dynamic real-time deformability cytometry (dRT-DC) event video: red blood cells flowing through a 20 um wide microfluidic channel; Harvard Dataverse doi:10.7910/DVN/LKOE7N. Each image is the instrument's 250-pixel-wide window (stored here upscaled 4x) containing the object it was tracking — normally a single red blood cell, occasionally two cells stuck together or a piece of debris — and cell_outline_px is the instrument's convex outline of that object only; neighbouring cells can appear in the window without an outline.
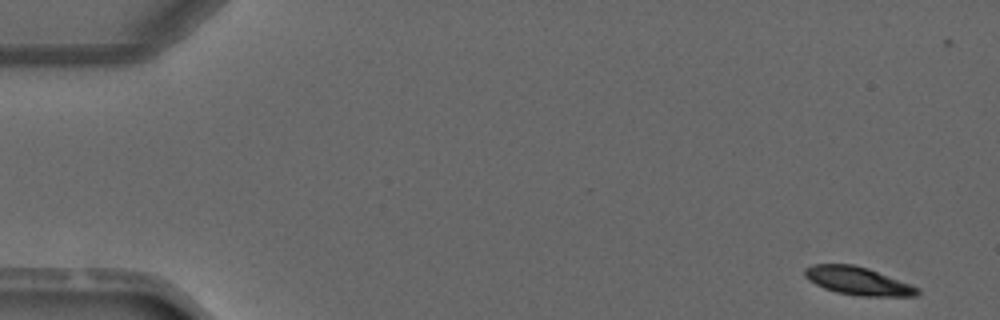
{"species": "common noctule bat (a hibernating species)", "species_latin": "Nyctalus noctula", "temperature_condition": "warm", "stored_images_in_passage": 4, "camera_frame_rate_fps": 3000, "um_per_image_px": 0.085, "animal": {"sex": "male", "forearm_length_mm": 52.5}, "frame": {"image": 1, "passage_image": 1, "time_ms": 0.0, "image_size_px": [1000, 320], "cell_outline_px": [[920, 292], [916, 296], [860, 296], [836, 292], [824, 288], [808, 280], [804, 276], [804, 268], [812, 264], [852, 264], [868, 268], [912, 284], [920, 288]], "centroid_in_image_um": [72.93, 23.87], "position_along_channel_um": 12.1, "area_um2": 18.55}}
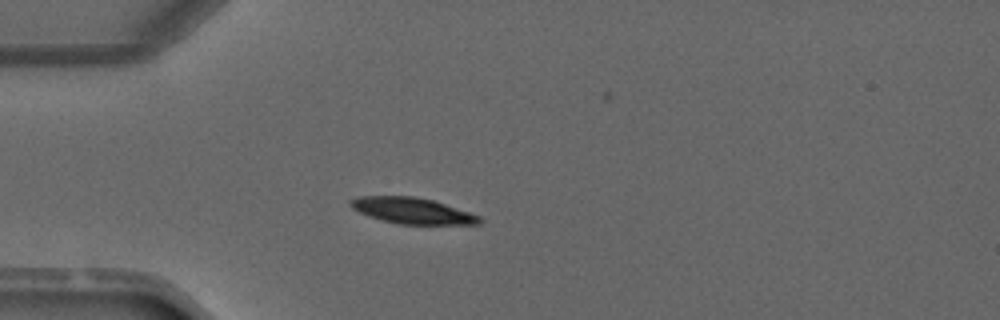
{"frame": {"image": 2, "passage_image": 4, "time_ms": 3.333, "image_size_px": [1000, 320], "cell_outline_px": [[484, 220], [480, 224], [400, 224], [380, 220], [368, 216], [352, 208], [348, 204], [348, 200], [360, 196], [412, 196], [432, 200], [480, 216]], "centroid_in_image_um": [35.0, 17.91], "position_along_channel_um": 50.0, "area_um2": 19.48}}